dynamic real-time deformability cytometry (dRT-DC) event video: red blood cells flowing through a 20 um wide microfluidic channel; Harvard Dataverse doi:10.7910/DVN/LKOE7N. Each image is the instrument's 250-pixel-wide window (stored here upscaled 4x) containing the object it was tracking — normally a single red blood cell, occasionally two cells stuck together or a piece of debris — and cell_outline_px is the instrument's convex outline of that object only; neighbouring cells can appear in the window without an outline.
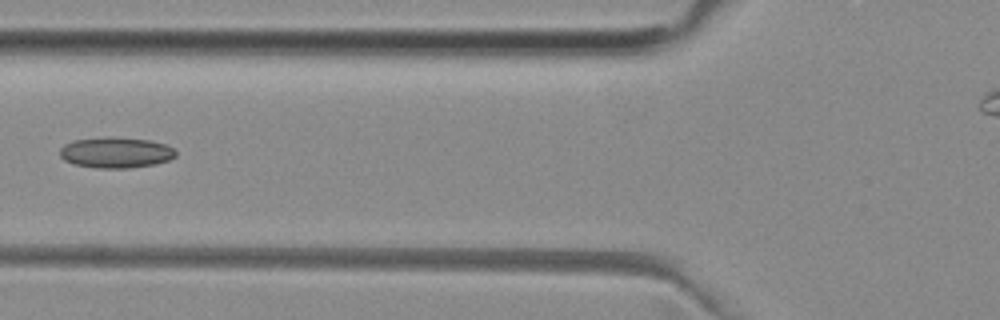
{"species": "common noctule bat (a hibernating species)", "species_latin": "Nyctalus noctula", "temperature_condition": "room temperature", "stored_images_in_passage": 5, "camera_frame_rate_fps": 3000, "um_per_image_px": 0.085, "animal": {"sex": "female", "body_mass_g": 29.2, "forearm_length_mm": 56.3}, "frame": {"image": 1, "passage_image": 5, "time_ms": 1.333, "image_size_px": [1000, 320], "cell_outline_px": [[176, 156], [168, 160], [156, 164], [128, 168], [96, 168], [76, 164], [64, 160], [60, 156], [60, 148], [64, 144], [72, 140], [112, 136], [148, 140], [164, 144], [172, 148], [176, 152]], "centroid_in_image_um": [9.83, 12.96], "position_along_channel_um": 116.0, "area_um2": 20.81}}